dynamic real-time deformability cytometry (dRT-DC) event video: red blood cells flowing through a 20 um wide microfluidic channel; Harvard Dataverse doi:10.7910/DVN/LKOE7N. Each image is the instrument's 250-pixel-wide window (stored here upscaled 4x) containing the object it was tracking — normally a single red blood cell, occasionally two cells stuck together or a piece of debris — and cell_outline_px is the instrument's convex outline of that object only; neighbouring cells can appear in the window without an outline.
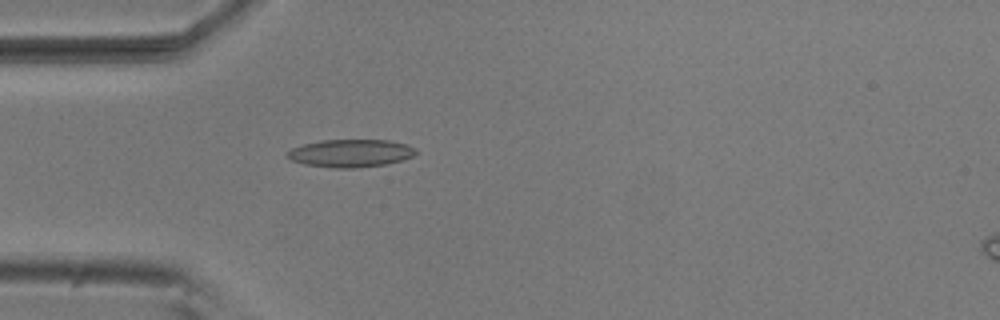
{"species": "common noctule bat (a hibernating species)", "species_latin": "Nyctalus noctula", "temperature_condition": "room temperature", "stored_images_in_passage": 4, "camera_frame_rate_fps": 3000, "um_per_image_px": 0.085, "animal": {"sex": "male", "body_mass_g": 20.5, "forearm_length_mm": 52.5}, "frame": {"image": 1, "passage_image": 4, "time_ms": 1.0, "image_size_px": [1000, 320], "cell_outline_px": [[416, 152], [412, 156], [400, 160], [384, 164], [352, 168], [332, 168], [304, 164], [292, 160], [284, 156], [292, 148], [304, 144], [320, 140], [388, 140], [404, 144], [416, 148]], "centroid_in_image_um": [29.75, 13.02], "position_along_channel_um": 55.2, "area_um2": 20.58}}